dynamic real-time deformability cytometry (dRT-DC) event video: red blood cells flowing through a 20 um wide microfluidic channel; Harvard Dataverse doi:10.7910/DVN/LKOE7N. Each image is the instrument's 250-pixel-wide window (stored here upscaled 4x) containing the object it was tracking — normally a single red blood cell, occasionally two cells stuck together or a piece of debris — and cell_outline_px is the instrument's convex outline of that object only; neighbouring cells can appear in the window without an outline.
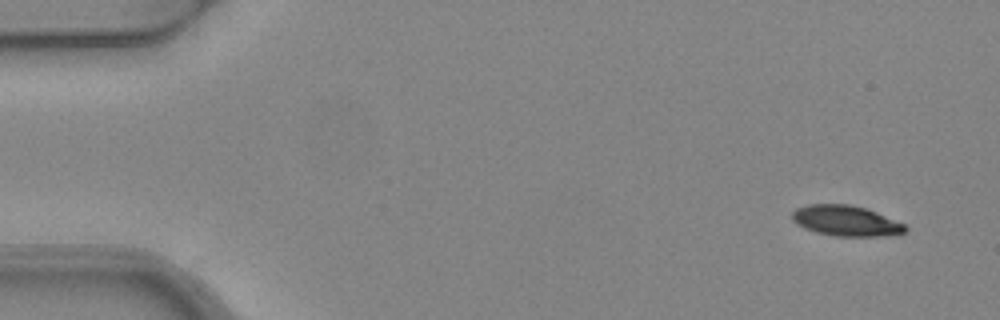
{"species": "common noctule bat (a hibernating species)", "species_latin": "Nyctalus noctula", "temperature_condition": "warm", "stored_images_in_passage": 4, "camera_frame_rate_fps": 3000, "um_per_image_px": 0.085, "animal": {"sex": "female", "body_mass_g": 24.6, "forearm_length_mm": 56.2}, "frame": {"image": 1, "passage_image": 1, "time_ms": 0.0, "image_size_px": [1000, 320], "cell_outline_px": [[908, 228], [904, 232], [888, 236], [836, 236], [816, 232], [804, 228], [796, 224], [792, 220], [792, 212], [796, 208], [808, 204], [848, 204], [864, 208], [876, 212], [904, 224]], "centroid_in_image_um": [71.87, 18.77], "position_along_channel_um": 13.1, "area_um2": 20.06}}